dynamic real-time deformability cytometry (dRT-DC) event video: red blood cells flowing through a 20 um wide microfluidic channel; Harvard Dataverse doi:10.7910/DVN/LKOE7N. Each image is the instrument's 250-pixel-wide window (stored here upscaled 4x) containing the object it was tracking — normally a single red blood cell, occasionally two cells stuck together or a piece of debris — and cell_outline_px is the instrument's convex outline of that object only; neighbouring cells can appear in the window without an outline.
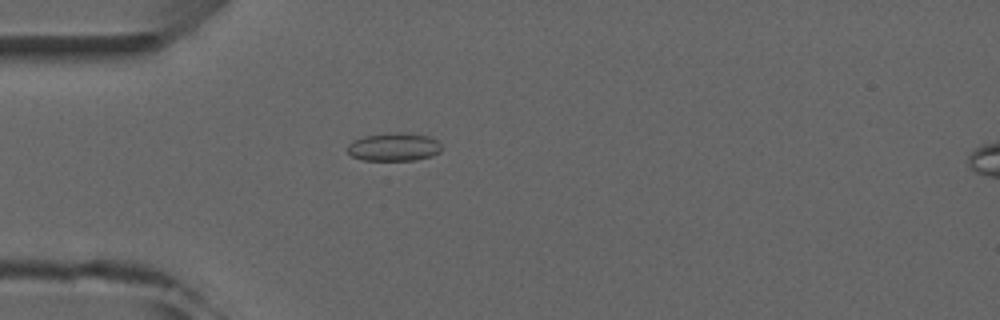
{"species": "common noctule bat (a hibernating species)", "species_latin": "Nyctalus noctula", "temperature_condition": "room temperature", "stored_images_in_passage": 4, "camera_frame_rate_fps": 3000, "um_per_image_px": 0.085, "animal": {"sex": "male", "forearm_length_mm": 52.5}, "frame": {"image": 1, "passage_image": 4, "time_ms": 4.333, "image_size_px": [1000, 320], "cell_outline_px": [[440, 152], [432, 156], [416, 160], [360, 160], [352, 156], [348, 152], [348, 144], [352, 140], [364, 136], [396, 132], [400, 132], [428, 136], [436, 140], [440, 144]], "centroid_in_image_um": [33.46, 12.5], "position_along_channel_um": 51.5, "area_um2": 15.43}}